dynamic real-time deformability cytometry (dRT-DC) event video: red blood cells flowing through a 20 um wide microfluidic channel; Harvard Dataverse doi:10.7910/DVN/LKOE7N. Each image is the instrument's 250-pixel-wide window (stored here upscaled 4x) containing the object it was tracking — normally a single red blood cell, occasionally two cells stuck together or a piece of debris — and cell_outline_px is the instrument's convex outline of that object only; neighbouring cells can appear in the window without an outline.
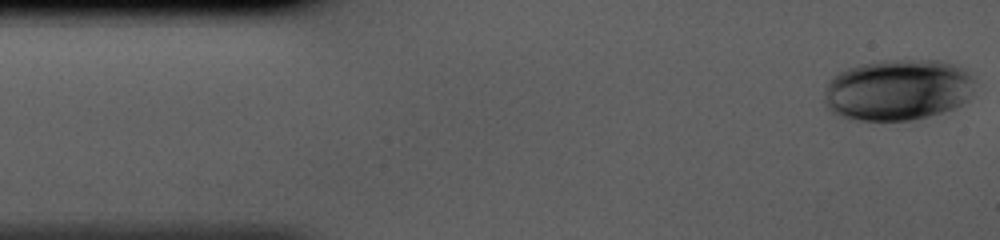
{"species": "human", "species_latin": "Homo sapiens", "temperature_condition": "cold", "stored_images_in_passage": 42, "camera_frame_rate_fps": 3000, "um_per_image_px": 0.085, "donor": {"sex": "male"}, "frame": {"image": 1, "passage_image": 1, "time_ms": 0.0, "image_size_px": [1000, 240], "cell_outline_px": [[976, 80], [972, 92], [968, 100], [952, 108], [928, 116], [912, 120], [848, 120], [832, 116], [824, 108], [824, 88], [828, 80], [832, 76], [848, 68], [860, 64], [876, 60], [936, 60], [956, 64], [964, 68]], "centroid_in_image_um": [76.24, 7.64], "position_along_channel_um": 8.8, "area_um2": 54.85}}
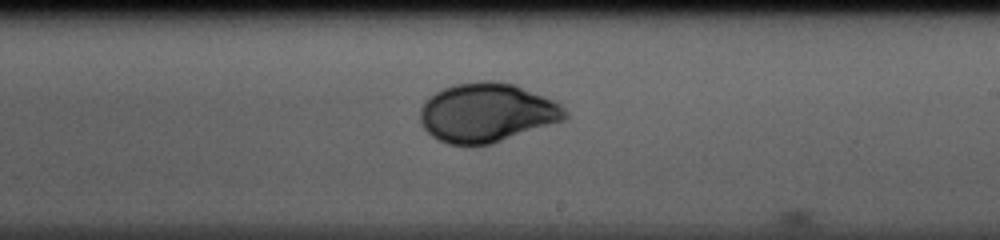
{"frame": {"image": 2, "passage_image": 24, "time_ms": 7.667, "image_size_px": [1000, 240], "cell_outline_px": [[568, 116], [564, 120], [492, 144], [448, 144], [432, 136], [424, 128], [420, 120], [420, 108], [436, 92], [444, 88], [456, 84], [484, 80], [492, 80], [516, 84], [552, 100], [560, 104], [568, 112]], "centroid_in_image_um": [41.41, 9.57], "position_along_channel_um": 247.6, "area_um2": 49.53}}
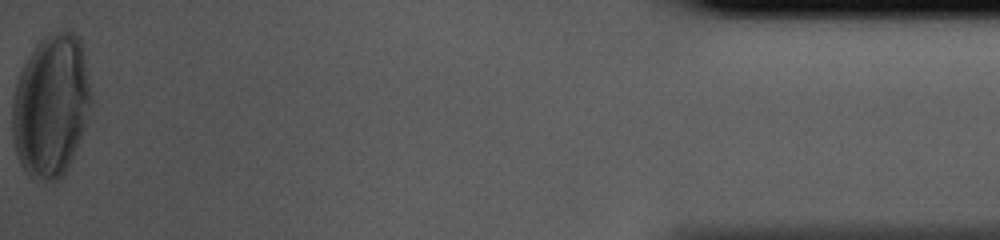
{"frame": {"image": 3, "passage_image": 42, "time_ms": 13.667, "image_size_px": [1000, 240], "cell_outline_px": [[92, 100], [88, 120], [68, 168], [64, 176], [60, 180], [36, 184], [24, 172], [20, 164], [16, 152], [12, 136], [12, 100], [16, 84], [20, 72], [28, 56], [36, 44], [48, 32], [64, 28], [76, 32], [84, 48], [92, 96]], "centroid_in_image_um": [4.35, 9.0], "position_along_channel_um": 430.9, "area_um2": 67.34}}